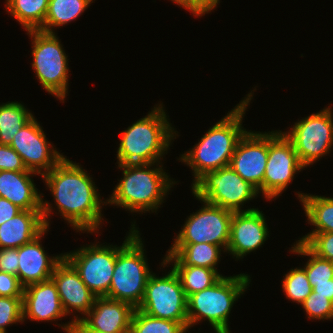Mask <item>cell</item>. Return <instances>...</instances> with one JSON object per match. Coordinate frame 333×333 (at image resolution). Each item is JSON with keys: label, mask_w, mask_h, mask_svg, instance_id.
<instances>
[{"label": "cell", "mask_w": 333, "mask_h": 333, "mask_svg": "<svg viewBox=\"0 0 333 333\" xmlns=\"http://www.w3.org/2000/svg\"><path fill=\"white\" fill-rule=\"evenodd\" d=\"M307 222L315 227L309 233L333 232V198L296 191Z\"/></svg>", "instance_id": "obj_24"}, {"label": "cell", "mask_w": 333, "mask_h": 333, "mask_svg": "<svg viewBox=\"0 0 333 333\" xmlns=\"http://www.w3.org/2000/svg\"><path fill=\"white\" fill-rule=\"evenodd\" d=\"M177 274L187 298L199 291L211 287L223 275L214 269L192 265H171Z\"/></svg>", "instance_id": "obj_28"}, {"label": "cell", "mask_w": 333, "mask_h": 333, "mask_svg": "<svg viewBox=\"0 0 333 333\" xmlns=\"http://www.w3.org/2000/svg\"><path fill=\"white\" fill-rule=\"evenodd\" d=\"M50 0H6V12L26 30H39L45 22Z\"/></svg>", "instance_id": "obj_26"}, {"label": "cell", "mask_w": 333, "mask_h": 333, "mask_svg": "<svg viewBox=\"0 0 333 333\" xmlns=\"http://www.w3.org/2000/svg\"><path fill=\"white\" fill-rule=\"evenodd\" d=\"M135 308L124 301L97 297L91 310L81 320L101 333H130Z\"/></svg>", "instance_id": "obj_21"}, {"label": "cell", "mask_w": 333, "mask_h": 333, "mask_svg": "<svg viewBox=\"0 0 333 333\" xmlns=\"http://www.w3.org/2000/svg\"><path fill=\"white\" fill-rule=\"evenodd\" d=\"M221 252H226L221 246L209 243L172 244L166 251L160 269L170 265H192L217 270ZM172 263V264H171ZM168 264V265H167Z\"/></svg>", "instance_id": "obj_23"}, {"label": "cell", "mask_w": 333, "mask_h": 333, "mask_svg": "<svg viewBox=\"0 0 333 333\" xmlns=\"http://www.w3.org/2000/svg\"><path fill=\"white\" fill-rule=\"evenodd\" d=\"M24 287L13 274L0 271V296L23 297Z\"/></svg>", "instance_id": "obj_36"}, {"label": "cell", "mask_w": 333, "mask_h": 333, "mask_svg": "<svg viewBox=\"0 0 333 333\" xmlns=\"http://www.w3.org/2000/svg\"><path fill=\"white\" fill-rule=\"evenodd\" d=\"M254 90H257L256 87L221 120L212 125L193 148L177 158L192 169L194 179L191 186L206 172L230 165L237 143L248 131L242 124L244 114L254 96Z\"/></svg>", "instance_id": "obj_2"}, {"label": "cell", "mask_w": 333, "mask_h": 333, "mask_svg": "<svg viewBox=\"0 0 333 333\" xmlns=\"http://www.w3.org/2000/svg\"><path fill=\"white\" fill-rule=\"evenodd\" d=\"M188 333H189V331H188ZM215 333H227V332L215 331Z\"/></svg>", "instance_id": "obj_43"}, {"label": "cell", "mask_w": 333, "mask_h": 333, "mask_svg": "<svg viewBox=\"0 0 333 333\" xmlns=\"http://www.w3.org/2000/svg\"><path fill=\"white\" fill-rule=\"evenodd\" d=\"M51 279L57 287L65 314L70 316L73 313L71 322L81 320L91 310L97 296L84 284L78 272L65 258L56 265Z\"/></svg>", "instance_id": "obj_18"}, {"label": "cell", "mask_w": 333, "mask_h": 333, "mask_svg": "<svg viewBox=\"0 0 333 333\" xmlns=\"http://www.w3.org/2000/svg\"><path fill=\"white\" fill-rule=\"evenodd\" d=\"M312 291L315 292L316 295L326 297L333 302V278L328 282L316 283L315 286L312 287Z\"/></svg>", "instance_id": "obj_41"}, {"label": "cell", "mask_w": 333, "mask_h": 333, "mask_svg": "<svg viewBox=\"0 0 333 333\" xmlns=\"http://www.w3.org/2000/svg\"><path fill=\"white\" fill-rule=\"evenodd\" d=\"M289 251L298 256L309 258L303 268L312 287L316 283L328 282L333 278V262L316 256L303 243L294 242Z\"/></svg>", "instance_id": "obj_29"}, {"label": "cell", "mask_w": 333, "mask_h": 333, "mask_svg": "<svg viewBox=\"0 0 333 333\" xmlns=\"http://www.w3.org/2000/svg\"><path fill=\"white\" fill-rule=\"evenodd\" d=\"M23 322L58 321L66 317L57 287L52 279L24 288L22 298Z\"/></svg>", "instance_id": "obj_20"}, {"label": "cell", "mask_w": 333, "mask_h": 333, "mask_svg": "<svg viewBox=\"0 0 333 333\" xmlns=\"http://www.w3.org/2000/svg\"><path fill=\"white\" fill-rule=\"evenodd\" d=\"M20 211L21 209L12 202L0 197V225L13 218Z\"/></svg>", "instance_id": "obj_39"}, {"label": "cell", "mask_w": 333, "mask_h": 333, "mask_svg": "<svg viewBox=\"0 0 333 333\" xmlns=\"http://www.w3.org/2000/svg\"><path fill=\"white\" fill-rule=\"evenodd\" d=\"M136 221L132 222L117 257L107 298L124 301L137 308L144 296L145 287L153 273L147 262L144 242Z\"/></svg>", "instance_id": "obj_5"}, {"label": "cell", "mask_w": 333, "mask_h": 333, "mask_svg": "<svg viewBox=\"0 0 333 333\" xmlns=\"http://www.w3.org/2000/svg\"><path fill=\"white\" fill-rule=\"evenodd\" d=\"M0 171H29L20 155L9 145L0 144Z\"/></svg>", "instance_id": "obj_35"}, {"label": "cell", "mask_w": 333, "mask_h": 333, "mask_svg": "<svg viewBox=\"0 0 333 333\" xmlns=\"http://www.w3.org/2000/svg\"><path fill=\"white\" fill-rule=\"evenodd\" d=\"M220 0H184L179 7L188 10L193 16L202 17L214 11Z\"/></svg>", "instance_id": "obj_37"}, {"label": "cell", "mask_w": 333, "mask_h": 333, "mask_svg": "<svg viewBox=\"0 0 333 333\" xmlns=\"http://www.w3.org/2000/svg\"><path fill=\"white\" fill-rule=\"evenodd\" d=\"M18 248L0 249V271L18 277Z\"/></svg>", "instance_id": "obj_38"}, {"label": "cell", "mask_w": 333, "mask_h": 333, "mask_svg": "<svg viewBox=\"0 0 333 333\" xmlns=\"http://www.w3.org/2000/svg\"><path fill=\"white\" fill-rule=\"evenodd\" d=\"M23 297L0 296V329L7 333V327L23 323Z\"/></svg>", "instance_id": "obj_34"}, {"label": "cell", "mask_w": 333, "mask_h": 333, "mask_svg": "<svg viewBox=\"0 0 333 333\" xmlns=\"http://www.w3.org/2000/svg\"><path fill=\"white\" fill-rule=\"evenodd\" d=\"M162 163L118 164L123 176L107 198V204L132 214L156 213L178 182L171 179Z\"/></svg>", "instance_id": "obj_3"}, {"label": "cell", "mask_w": 333, "mask_h": 333, "mask_svg": "<svg viewBox=\"0 0 333 333\" xmlns=\"http://www.w3.org/2000/svg\"><path fill=\"white\" fill-rule=\"evenodd\" d=\"M268 160V132L247 131L237 143L230 167L263 194Z\"/></svg>", "instance_id": "obj_15"}, {"label": "cell", "mask_w": 333, "mask_h": 333, "mask_svg": "<svg viewBox=\"0 0 333 333\" xmlns=\"http://www.w3.org/2000/svg\"><path fill=\"white\" fill-rule=\"evenodd\" d=\"M282 290L286 299L301 305L312 292V286L303 267L291 268L283 276Z\"/></svg>", "instance_id": "obj_31"}, {"label": "cell", "mask_w": 333, "mask_h": 333, "mask_svg": "<svg viewBox=\"0 0 333 333\" xmlns=\"http://www.w3.org/2000/svg\"><path fill=\"white\" fill-rule=\"evenodd\" d=\"M262 212L259 208L233 212L226 253L237 261L255 252L268 240L270 231Z\"/></svg>", "instance_id": "obj_17"}, {"label": "cell", "mask_w": 333, "mask_h": 333, "mask_svg": "<svg viewBox=\"0 0 333 333\" xmlns=\"http://www.w3.org/2000/svg\"><path fill=\"white\" fill-rule=\"evenodd\" d=\"M48 230L18 248V278L24 288L51 279L56 265L64 258L63 253L49 256L44 250L41 240Z\"/></svg>", "instance_id": "obj_19"}, {"label": "cell", "mask_w": 333, "mask_h": 333, "mask_svg": "<svg viewBox=\"0 0 333 333\" xmlns=\"http://www.w3.org/2000/svg\"><path fill=\"white\" fill-rule=\"evenodd\" d=\"M301 306L310 320L324 321L333 319V302L326 297L316 295L313 291Z\"/></svg>", "instance_id": "obj_33"}, {"label": "cell", "mask_w": 333, "mask_h": 333, "mask_svg": "<svg viewBox=\"0 0 333 333\" xmlns=\"http://www.w3.org/2000/svg\"><path fill=\"white\" fill-rule=\"evenodd\" d=\"M332 111L328 105L317 113L298 119L290 130L283 132L306 169L333 150Z\"/></svg>", "instance_id": "obj_9"}, {"label": "cell", "mask_w": 333, "mask_h": 333, "mask_svg": "<svg viewBox=\"0 0 333 333\" xmlns=\"http://www.w3.org/2000/svg\"><path fill=\"white\" fill-rule=\"evenodd\" d=\"M188 329L180 322L156 318L137 308L131 319L130 333H187Z\"/></svg>", "instance_id": "obj_30"}, {"label": "cell", "mask_w": 333, "mask_h": 333, "mask_svg": "<svg viewBox=\"0 0 333 333\" xmlns=\"http://www.w3.org/2000/svg\"><path fill=\"white\" fill-rule=\"evenodd\" d=\"M94 242L63 253L84 284L97 296L106 297L115 268L117 245Z\"/></svg>", "instance_id": "obj_11"}, {"label": "cell", "mask_w": 333, "mask_h": 333, "mask_svg": "<svg viewBox=\"0 0 333 333\" xmlns=\"http://www.w3.org/2000/svg\"><path fill=\"white\" fill-rule=\"evenodd\" d=\"M305 168L282 130L268 131V160L261 196L267 201L276 200L287 190L297 172Z\"/></svg>", "instance_id": "obj_13"}, {"label": "cell", "mask_w": 333, "mask_h": 333, "mask_svg": "<svg viewBox=\"0 0 333 333\" xmlns=\"http://www.w3.org/2000/svg\"><path fill=\"white\" fill-rule=\"evenodd\" d=\"M297 241L316 256L333 262V232L307 233Z\"/></svg>", "instance_id": "obj_32"}, {"label": "cell", "mask_w": 333, "mask_h": 333, "mask_svg": "<svg viewBox=\"0 0 333 333\" xmlns=\"http://www.w3.org/2000/svg\"><path fill=\"white\" fill-rule=\"evenodd\" d=\"M31 38L32 69L39 84L48 94L64 103L68 94L69 64L68 55L56 33L41 30H28Z\"/></svg>", "instance_id": "obj_7"}, {"label": "cell", "mask_w": 333, "mask_h": 333, "mask_svg": "<svg viewBox=\"0 0 333 333\" xmlns=\"http://www.w3.org/2000/svg\"><path fill=\"white\" fill-rule=\"evenodd\" d=\"M170 1L179 6L184 0H170Z\"/></svg>", "instance_id": "obj_42"}, {"label": "cell", "mask_w": 333, "mask_h": 333, "mask_svg": "<svg viewBox=\"0 0 333 333\" xmlns=\"http://www.w3.org/2000/svg\"><path fill=\"white\" fill-rule=\"evenodd\" d=\"M192 195L203 205L187 216L172 244L209 243L221 246L226 251L233 212Z\"/></svg>", "instance_id": "obj_12"}, {"label": "cell", "mask_w": 333, "mask_h": 333, "mask_svg": "<svg viewBox=\"0 0 333 333\" xmlns=\"http://www.w3.org/2000/svg\"><path fill=\"white\" fill-rule=\"evenodd\" d=\"M155 105L147 115L120 133L117 164L161 162L176 136L179 137V132L170 123L163 102Z\"/></svg>", "instance_id": "obj_4"}, {"label": "cell", "mask_w": 333, "mask_h": 333, "mask_svg": "<svg viewBox=\"0 0 333 333\" xmlns=\"http://www.w3.org/2000/svg\"><path fill=\"white\" fill-rule=\"evenodd\" d=\"M59 327H61L65 333H101L98 331H95L93 329H90L82 320L63 323L62 325L56 324Z\"/></svg>", "instance_id": "obj_40"}, {"label": "cell", "mask_w": 333, "mask_h": 333, "mask_svg": "<svg viewBox=\"0 0 333 333\" xmlns=\"http://www.w3.org/2000/svg\"><path fill=\"white\" fill-rule=\"evenodd\" d=\"M167 274L150 275L138 310L161 319L182 323L188 329L187 296L172 268Z\"/></svg>", "instance_id": "obj_10"}, {"label": "cell", "mask_w": 333, "mask_h": 333, "mask_svg": "<svg viewBox=\"0 0 333 333\" xmlns=\"http://www.w3.org/2000/svg\"><path fill=\"white\" fill-rule=\"evenodd\" d=\"M33 117L22 102L0 103V144L10 146L15 134Z\"/></svg>", "instance_id": "obj_27"}, {"label": "cell", "mask_w": 333, "mask_h": 333, "mask_svg": "<svg viewBox=\"0 0 333 333\" xmlns=\"http://www.w3.org/2000/svg\"><path fill=\"white\" fill-rule=\"evenodd\" d=\"M250 278L246 273L222 276L211 287L190 295L187 299L188 330L206 320L214 331L231 333V310L250 286Z\"/></svg>", "instance_id": "obj_6"}, {"label": "cell", "mask_w": 333, "mask_h": 333, "mask_svg": "<svg viewBox=\"0 0 333 333\" xmlns=\"http://www.w3.org/2000/svg\"><path fill=\"white\" fill-rule=\"evenodd\" d=\"M47 139L40 122L34 116L15 134L10 144L22 158L27 170L41 177L64 157Z\"/></svg>", "instance_id": "obj_14"}, {"label": "cell", "mask_w": 333, "mask_h": 333, "mask_svg": "<svg viewBox=\"0 0 333 333\" xmlns=\"http://www.w3.org/2000/svg\"><path fill=\"white\" fill-rule=\"evenodd\" d=\"M45 229L41 211L21 210L0 225V249L19 248L30 243Z\"/></svg>", "instance_id": "obj_22"}, {"label": "cell", "mask_w": 333, "mask_h": 333, "mask_svg": "<svg viewBox=\"0 0 333 333\" xmlns=\"http://www.w3.org/2000/svg\"><path fill=\"white\" fill-rule=\"evenodd\" d=\"M91 176L81 164L64 156L42 176V180L51 192L57 214H60L73 230L99 234L100 225L104 221L101 212L104 205L108 204L107 200L101 198Z\"/></svg>", "instance_id": "obj_1"}, {"label": "cell", "mask_w": 333, "mask_h": 333, "mask_svg": "<svg viewBox=\"0 0 333 333\" xmlns=\"http://www.w3.org/2000/svg\"><path fill=\"white\" fill-rule=\"evenodd\" d=\"M32 171H0V197L5 198L21 210L41 211L46 228L50 229L53 206L42 198L32 177ZM39 190V191H38Z\"/></svg>", "instance_id": "obj_16"}, {"label": "cell", "mask_w": 333, "mask_h": 333, "mask_svg": "<svg viewBox=\"0 0 333 333\" xmlns=\"http://www.w3.org/2000/svg\"><path fill=\"white\" fill-rule=\"evenodd\" d=\"M191 191L198 199L232 212L256 209L242 208L244 203L259 196L258 190L237 174L230 165L206 172L191 186Z\"/></svg>", "instance_id": "obj_8"}, {"label": "cell", "mask_w": 333, "mask_h": 333, "mask_svg": "<svg viewBox=\"0 0 333 333\" xmlns=\"http://www.w3.org/2000/svg\"><path fill=\"white\" fill-rule=\"evenodd\" d=\"M94 1L50 0L44 25L39 30L55 33L54 28L63 27L71 21H75Z\"/></svg>", "instance_id": "obj_25"}]
</instances>
